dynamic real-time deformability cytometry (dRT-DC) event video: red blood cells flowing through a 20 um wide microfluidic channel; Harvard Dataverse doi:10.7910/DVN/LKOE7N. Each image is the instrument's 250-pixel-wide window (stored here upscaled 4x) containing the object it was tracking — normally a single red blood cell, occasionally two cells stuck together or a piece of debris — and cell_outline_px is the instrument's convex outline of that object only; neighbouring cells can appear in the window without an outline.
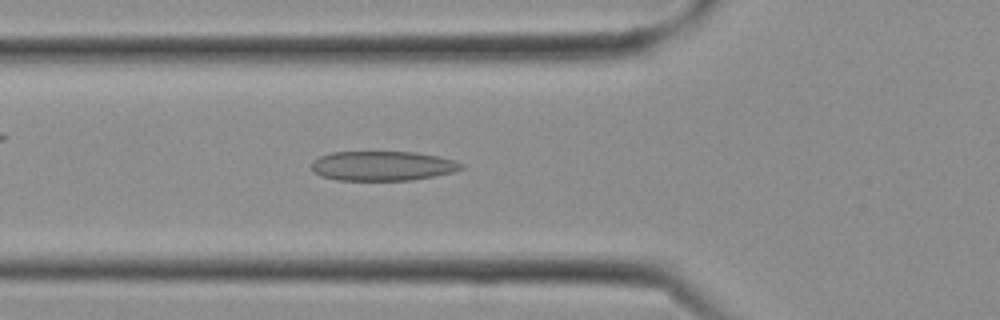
{"species": "Egyptian fruit bat (a non-hibernating species)", "species_latin": "Rousettus aegyptiacus", "temperature_condition": "cold", "stored_images_in_passage": 26, "camera_frame_rate_fps": 3000, "um_per_image_px": 0.085, "frame": {"image": 1, "passage_image": 8, "time_ms": 2.333, "image_size_px": [1000, 320], "cell_outline_px": [[464, 168], [456, 172], [412, 180], [336, 180], [320, 176], [312, 168], [312, 160], [320, 156], [332, 152], [416, 152], [436, 156], [452, 160], [464, 164]], "centroid_in_image_um": [32.53, 14.1], "position_along_channel_um": 93.3, "area_um2": 25.84}}
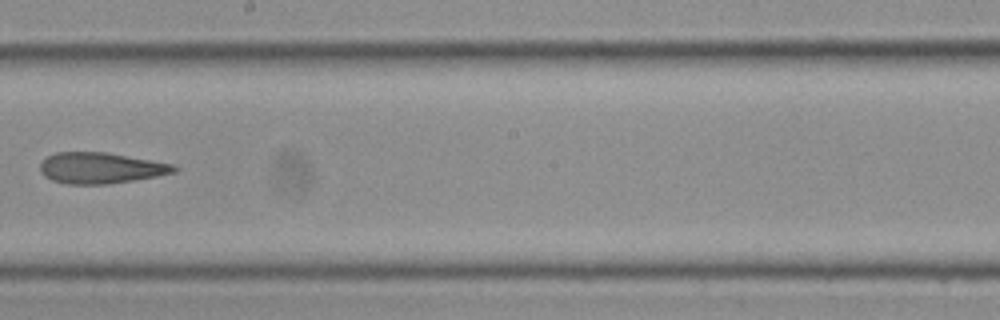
{"frame": {"image": 2, "passage_image": 14, "time_ms": 4.333, "image_size_px": [1000, 320], "cell_outline_px": [[180, 168], [176, 172], [156, 176], [108, 184], [68, 184], [52, 180], [44, 176], [40, 172], [40, 164], [48, 156], [56, 152], [108, 152], [176, 164]], "centroid_in_image_um": [8.6, 14.27], "position_along_channel_um": 239.6, "area_um2": 24.33}}
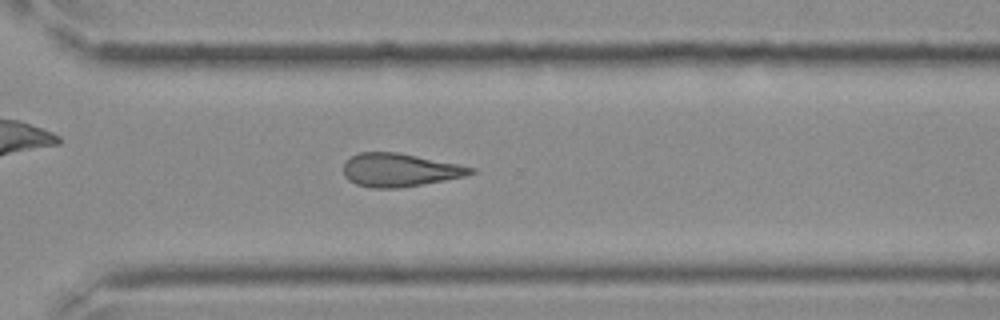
{"frame": {"image": 3, "passage_image": 18, "time_ms": 5.667, "image_size_px": [1000, 320], "cell_outline_px": [[476, 172], [468, 176], [396, 188], [372, 188], [356, 184], [348, 180], [344, 176], [344, 160], [360, 152], [396, 152], [460, 164], [476, 168]], "centroid_in_image_um": [33.98, 14.44], "position_along_channel_um": 336.6, "area_um2": 24.68}}